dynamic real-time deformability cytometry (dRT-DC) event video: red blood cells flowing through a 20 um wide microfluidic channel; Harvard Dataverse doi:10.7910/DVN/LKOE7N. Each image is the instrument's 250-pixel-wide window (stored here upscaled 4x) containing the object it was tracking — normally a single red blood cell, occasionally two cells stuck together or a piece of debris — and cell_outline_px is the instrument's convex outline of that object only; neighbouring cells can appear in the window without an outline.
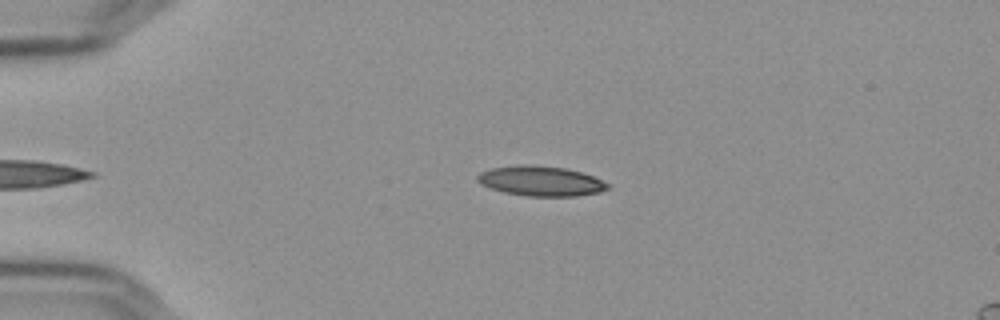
{"species": "Egyptian fruit bat (a non-hibernating species)", "species_latin": "Rousettus aegyptiacus", "temperature_condition": "cold", "stored_images_in_passage": 40, "camera_frame_rate_fps": 3000, "um_per_image_px": 0.085, "frame": {"image": 1, "passage_image": 3, "time_ms": 0.667, "image_size_px": [1000, 320], "cell_outline_px": [[612, 188], [600, 192], [576, 196], [528, 196], [504, 192], [480, 184], [476, 180], [476, 176], [480, 172], [492, 168], [564, 168], [580, 172], [592, 176], [612, 184]], "centroid_in_image_um": [46.06, 15.45], "position_along_channel_um": 38.9, "area_um2": 21.68}}
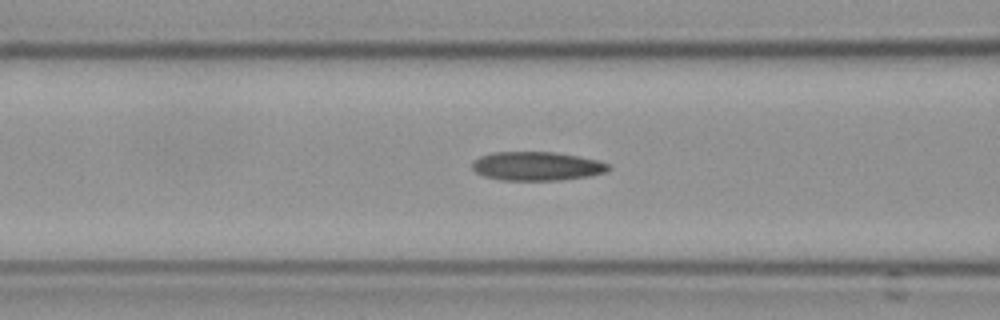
{"frame": {"image": 2, "passage_image": 13, "time_ms": 4.0, "image_size_px": [1000, 320], "cell_outline_px": [[612, 168], [608, 172], [592, 176], [560, 180], [500, 180], [484, 176], [476, 172], [472, 168], [472, 164], [480, 156], [492, 152], [552, 152], [576, 156], [596, 160], [608, 164]], "centroid_in_image_um": [45.65, 14.13], "position_along_channel_um": 120.9, "area_um2": 22.89}}
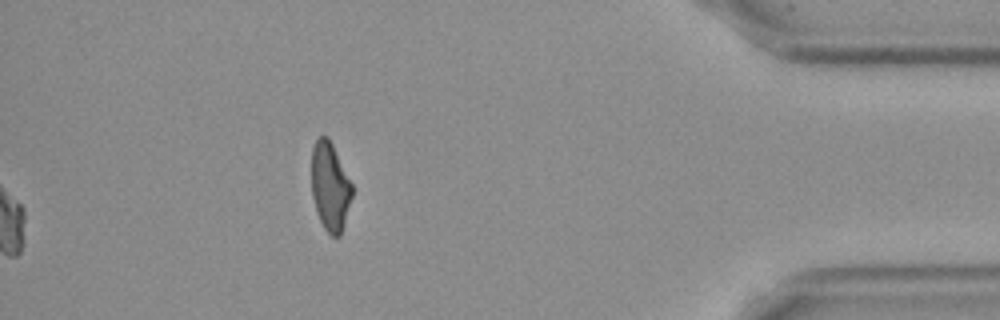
{"frame": {"image": 3, "passage_image": 40, "time_ms": 13.0, "image_size_px": [1000, 320], "cell_outline_px": [[352, 196], [344, 224], [340, 236], [332, 236], [324, 228], [316, 212], [312, 196], [312, 148], [316, 140], [320, 136], [328, 136], [352, 184]], "centroid_in_image_um": [28.05, 15.86], "position_along_channel_um": 407.2, "area_um2": 20.69}, "authors_computed_cell_mechanics": {"area_um2": 22.4553, "velocity_mm_per_s": 3.6517, "shape_relaxation_time_tau1_ms": null, "shape_relaxation_time_tau2_ms": 5.1662, "deformation_change_tau1": null, "deformation_change_tau2": 0.1495}}